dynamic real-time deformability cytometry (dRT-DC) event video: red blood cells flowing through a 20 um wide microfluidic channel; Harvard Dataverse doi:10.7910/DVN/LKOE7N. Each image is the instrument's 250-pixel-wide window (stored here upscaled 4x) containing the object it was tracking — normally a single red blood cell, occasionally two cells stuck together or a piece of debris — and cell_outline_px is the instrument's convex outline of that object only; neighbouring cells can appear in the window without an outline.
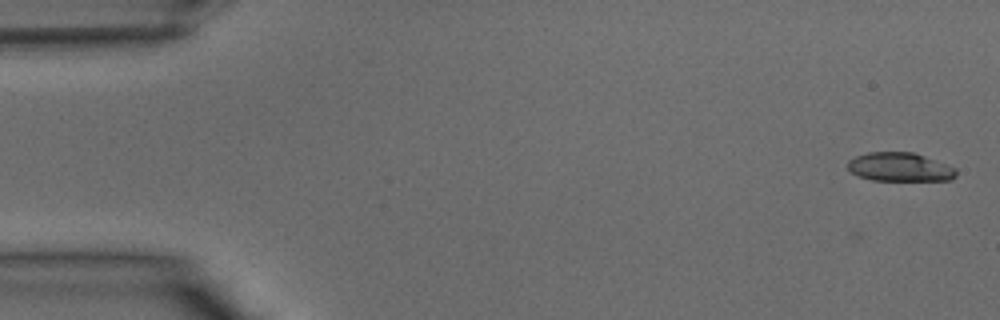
{"species": "common noctule bat (a hibernating species)", "species_latin": "Nyctalus noctula", "temperature_condition": "warm", "stored_images_in_passage": 39, "camera_frame_rate_fps": 3000, "um_per_image_px": 0.085, "animal": {"sex": "male", "body_mass_g": 15.6}, "frame": {"image": 1, "passage_image": 1, "time_ms": 0.0, "image_size_px": [1000, 320], "cell_outline_px": [[956, 176], [952, 180], [872, 180], [860, 176], [852, 172], [848, 168], [848, 160], [856, 156], [868, 152], [912, 152], [924, 156], [956, 168]], "centroid_in_image_um": [76.49, 14.2], "position_along_channel_um": 8.5, "area_um2": 17.98}}
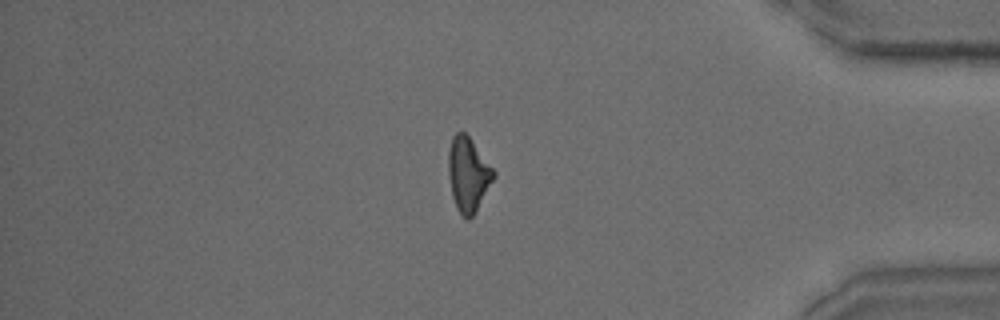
{"frame": {"image": 2, "passage_image": 33, "time_ms": 10.667, "image_size_px": [1000, 320], "cell_outline_px": [[496, 176], [472, 216], [468, 220], [456, 208], [452, 196], [448, 176], [448, 152], [452, 136], [456, 132], [464, 132], [468, 136], [496, 172]], "centroid_in_image_um": [39.78, 14.81], "position_along_channel_um": 395.4, "area_um2": 19.36}}
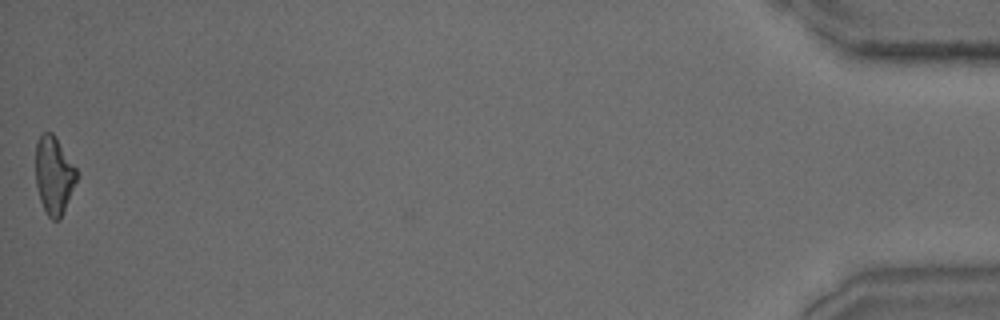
{"frame": {"image": 3, "passage_image": 39, "time_ms": 12.667, "image_size_px": [1000, 320], "cell_outline_px": [[80, 172], [60, 220], [52, 220], [48, 216], [40, 200], [36, 184], [36, 144], [40, 136], [44, 132], [52, 132], [56, 136]], "centroid_in_image_um": [4.61, 14.88], "position_along_channel_um": 430.6, "area_um2": 18.79}}